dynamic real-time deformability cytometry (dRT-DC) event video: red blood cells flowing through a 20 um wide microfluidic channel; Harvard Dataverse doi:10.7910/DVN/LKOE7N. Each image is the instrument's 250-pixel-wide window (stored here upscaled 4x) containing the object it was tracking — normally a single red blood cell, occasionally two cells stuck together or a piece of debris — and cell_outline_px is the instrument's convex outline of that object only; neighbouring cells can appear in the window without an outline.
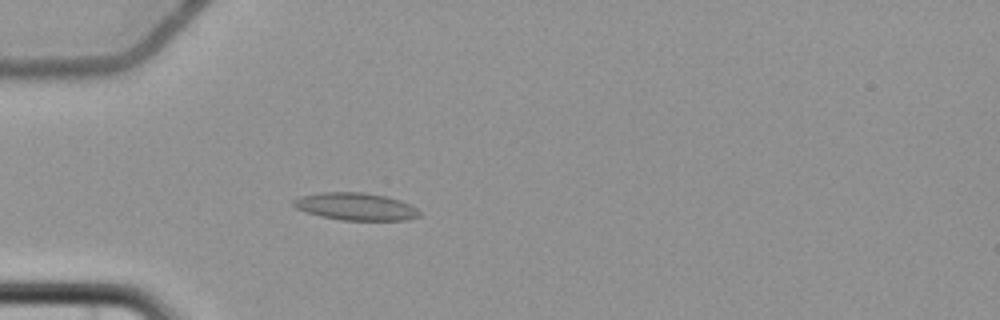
{"species": "common noctule bat (a hibernating species)", "species_latin": "Nyctalus noctula", "temperature_condition": "cold", "stored_images_in_passage": 5, "camera_frame_rate_fps": 3000, "um_per_image_px": 0.085, "animal": {"sex": "female", "body_mass_g": 22.7, "forearm_length_mm": 54.2}, "frame": {"image": 1, "passage_image": 5, "time_ms": 5.0, "image_size_px": [1000, 320], "cell_outline_px": [[420, 216], [408, 220], [340, 220], [320, 216], [296, 208], [292, 204], [292, 200], [300, 196], [320, 192], [364, 192], [388, 196], [412, 204], [420, 212]], "centroid_in_image_um": [30.26, 17.55], "position_along_channel_um": 54.7, "area_um2": 20.35}}